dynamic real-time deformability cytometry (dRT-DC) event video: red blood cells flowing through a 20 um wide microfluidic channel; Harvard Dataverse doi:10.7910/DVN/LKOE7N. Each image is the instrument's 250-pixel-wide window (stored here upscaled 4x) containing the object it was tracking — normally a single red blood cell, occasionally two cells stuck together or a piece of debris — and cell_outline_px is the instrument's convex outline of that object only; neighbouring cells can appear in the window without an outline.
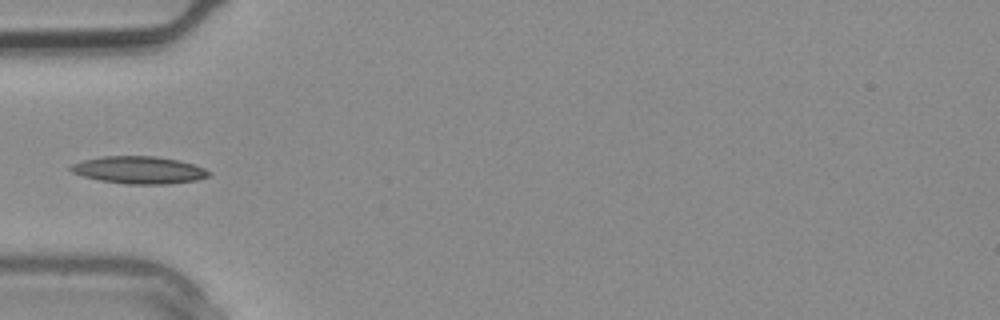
{"species": "common noctule bat (a hibernating species)", "species_latin": "Nyctalus noctula", "temperature_condition": "warm", "stored_images_in_passage": 2, "camera_frame_rate_fps": 3000, "um_per_image_px": 0.085, "animal": {"sex": "male", "body_mass_g": 20.4}, "frame": {"image": 1, "passage_image": 2, "time_ms": 0.333, "image_size_px": [1000, 320], "cell_outline_px": [[212, 176], [196, 180], [168, 184], [128, 184], [100, 180], [84, 176], [72, 172], [68, 168], [72, 164], [84, 160], [100, 156], [156, 156], [180, 160], [204, 168], [212, 172]], "centroid_in_image_um": [11.85, 14.44], "position_along_channel_um": 73.1, "area_um2": 22.08}}